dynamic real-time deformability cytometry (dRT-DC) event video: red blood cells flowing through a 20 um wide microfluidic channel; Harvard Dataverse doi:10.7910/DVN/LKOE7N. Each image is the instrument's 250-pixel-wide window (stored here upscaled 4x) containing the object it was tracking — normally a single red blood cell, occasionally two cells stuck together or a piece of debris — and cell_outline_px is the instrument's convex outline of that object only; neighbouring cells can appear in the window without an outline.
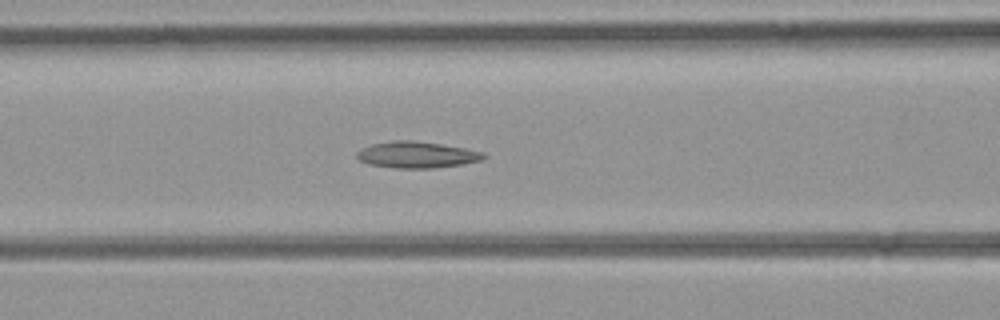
{"species": "common noctule bat (a hibernating species)", "species_latin": "Nyctalus noctula", "temperature_condition": "room temperature", "stored_images_in_passage": 44, "camera_frame_rate_fps": 3000, "um_per_image_px": 0.085, "animal": {"sex": "female", "body_mass_g": 21.9}, "frame": {"image": 1, "passage_image": 18, "time_ms": 5.667, "image_size_px": [1000, 320], "cell_outline_px": [[488, 156], [484, 160], [460, 164], [432, 168], [396, 168], [368, 164], [360, 160], [356, 156], [356, 152], [360, 148], [372, 144], [392, 140], [412, 140], [440, 144], [464, 148], [484, 152]], "centroid_in_image_um": [35.42, 13.15], "position_along_channel_um": 131.2, "area_um2": 19.54}}
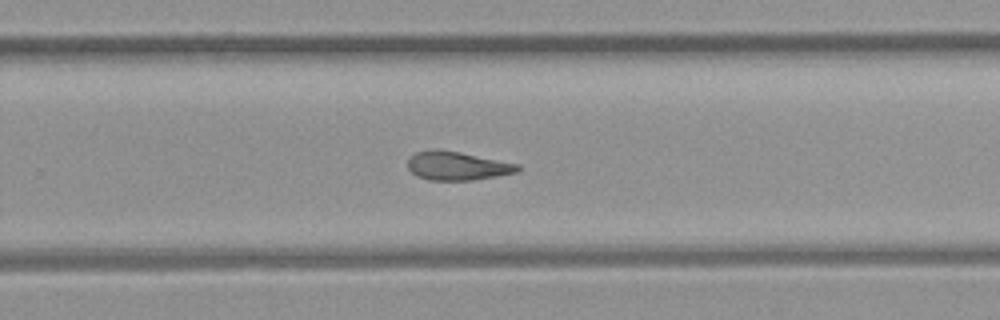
{"frame": {"image": 2, "passage_image": 28, "time_ms": 9.0, "image_size_px": [1000, 320], "cell_outline_px": [[520, 168], [516, 172], [496, 176], [472, 180], [428, 180], [416, 176], [408, 168], [408, 160], [416, 152], [432, 148], [460, 152], [520, 164]], "centroid_in_image_um": [38.84, 14.09], "position_along_channel_um": 291.0, "area_um2": 18.32}}
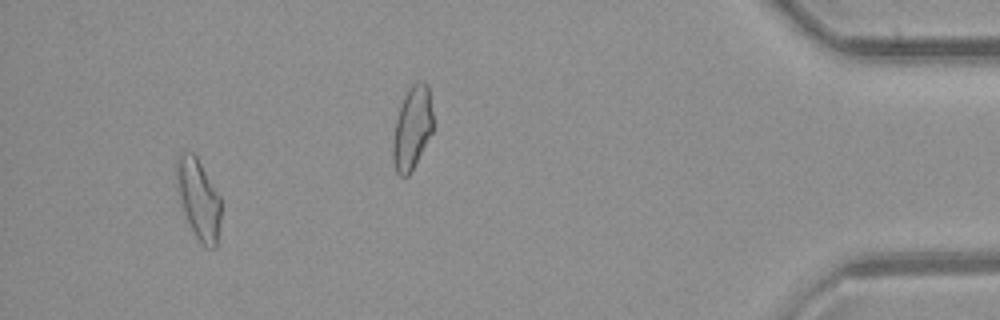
{"frame": {"image": 3, "passage_image": 41, "time_ms": 13.333, "image_size_px": [1000, 320], "cell_outline_px": [[220, 224], [216, 248], [208, 248], [196, 236], [180, 204], [176, 188], [176, 156], [180, 148], [192, 152], [196, 156], [220, 196]], "centroid_in_image_um": [16.84, 16.83], "position_along_channel_um": 418.4, "area_um2": 20.87}}